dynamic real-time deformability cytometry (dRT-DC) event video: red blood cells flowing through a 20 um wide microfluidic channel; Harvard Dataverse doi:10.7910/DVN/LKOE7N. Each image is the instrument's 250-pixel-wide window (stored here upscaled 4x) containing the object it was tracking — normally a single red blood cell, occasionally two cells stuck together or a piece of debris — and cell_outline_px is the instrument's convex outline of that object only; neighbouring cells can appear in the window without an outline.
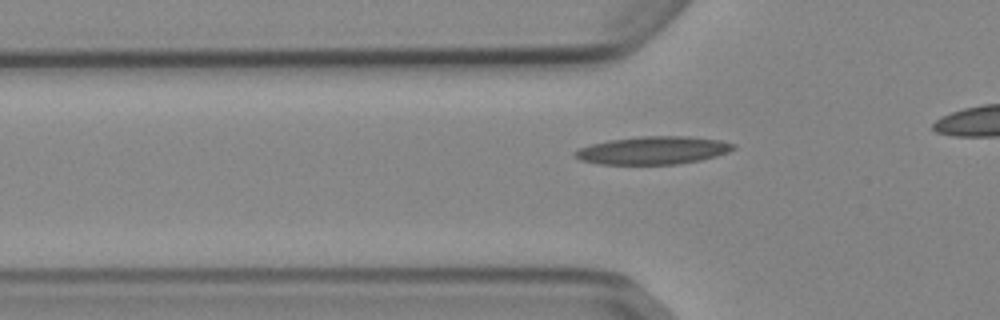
{"species": "Egyptian fruit bat (a non-hibernating species)", "species_latin": "Rousettus aegyptiacus", "temperature_condition": "cold", "stored_images_in_passage": 39, "camera_frame_rate_fps": 3000, "um_per_image_px": 0.085, "animal": {"sex": "female"}, "frame": {"image": 1, "passage_image": 13, "time_ms": 4.0, "image_size_px": [1000, 320], "cell_outline_px": [[736, 148], [728, 152], [716, 156], [700, 160], [676, 164], [600, 164], [580, 160], [572, 156], [572, 152], [580, 148], [592, 144], [608, 140], [640, 136], [688, 136], [720, 140], [736, 144]], "centroid_in_image_um": [55.5, 12.77], "position_along_channel_um": 70.3, "area_um2": 25.84}}
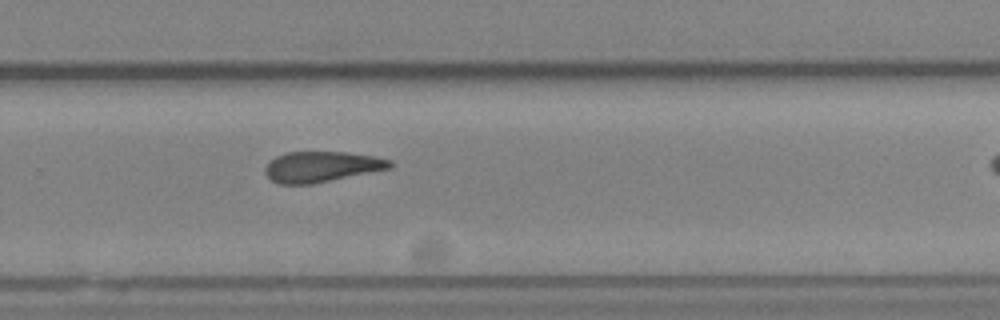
{"frame": {"image": 2, "passage_image": 31, "time_ms": 10.0, "image_size_px": [1000, 320], "cell_outline_px": [[392, 168], [312, 184], [280, 184], [272, 180], [264, 172], [264, 168], [268, 160], [284, 152], [348, 152], [372, 156], [392, 160]], "centroid_in_image_um": [27.3, 14.16], "position_along_channel_um": 302.5, "area_um2": 22.37}}
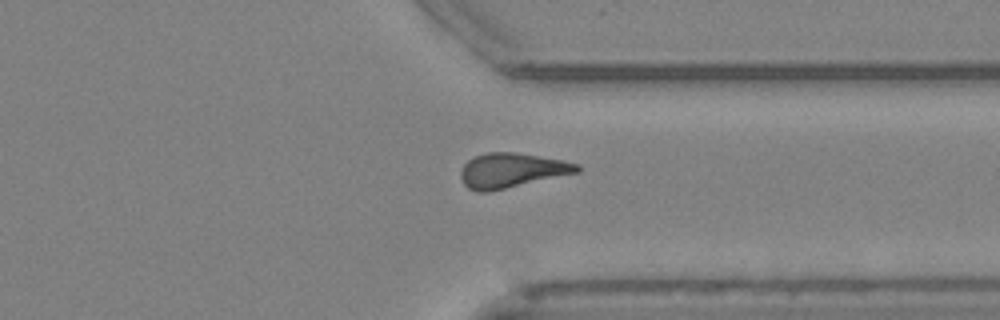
{"frame": {"image": 3, "passage_image": 36, "time_ms": 11.667, "image_size_px": [1000, 320], "cell_outline_px": [[580, 172], [488, 192], [476, 192], [468, 188], [464, 184], [460, 176], [460, 172], [464, 164], [472, 156], [488, 152], [512, 152], [564, 160], [580, 164]], "centroid_in_image_um": [43.48, 14.48], "position_along_channel_um": 367.9, "area_um2": 23.58}}